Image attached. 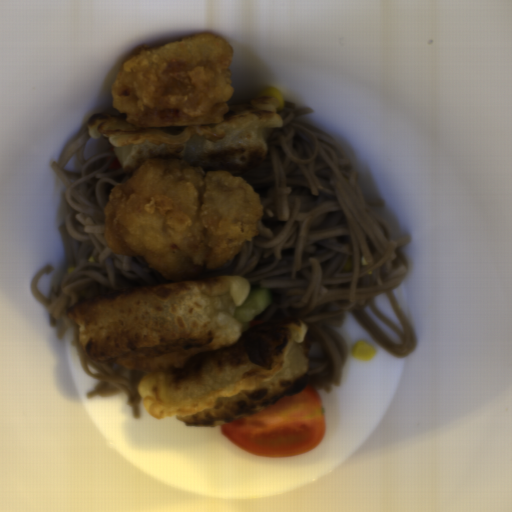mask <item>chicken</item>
<instances>
[{
	"mask_svg": "<svg viewBox=\"0 0 512 512\" xmlns=\"http://www.w3.org/2000/svg\"><path fill=\"white\" fill-rule=\"evenodd\" d=\"M103 239L115 254L142 257L166 280L199 277L233 261L260 234V193L242 176L174 157L150 158L113 187Z\"/></svg>",
	"mask_w": 512,
	"mask_h": 512,
	"instance_id": "1",
	"label": "chicken"
},
{
	"mask_svg": "<svg viewBox=\"0 0 512 512\" xmlns=\"http://www.w3.org/2000/svg\"><path fill=\"white\" fill-rule=\"evenodd\" d=\"M233 58V46L210 32L142 47L116 74L113 107L140 128L220 123L234 93Z\"/></svg>",
	"mask_w": 512,
	"mask_h": 512,
	"instance_id": "2",
	"label": "chicken"
}]
</instances>
